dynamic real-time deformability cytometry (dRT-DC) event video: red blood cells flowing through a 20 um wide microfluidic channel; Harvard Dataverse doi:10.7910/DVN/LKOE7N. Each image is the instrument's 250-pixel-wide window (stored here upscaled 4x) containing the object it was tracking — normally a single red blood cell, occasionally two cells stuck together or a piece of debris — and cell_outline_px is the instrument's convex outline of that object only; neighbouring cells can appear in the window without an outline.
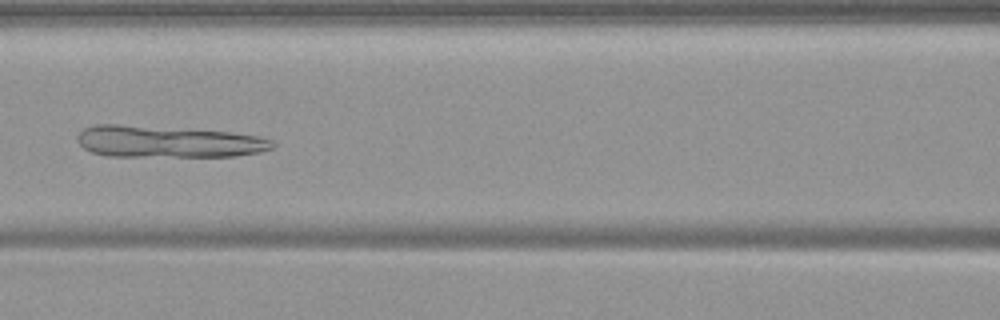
{"species": "common noctule bat (a hibernating species)", "species_latin": "Nyctalus noctula", "temperature_condition": "warm", "stored_images_in_passage": 54, "camera_frame_rate_fps": 3000, "um_per_image_px": 0.085, "animal": {"sex": "female", "body_mass_g": 19.9}, "frame": {"image": 1, "passage_image": 25, "time_ms": 8.0, "image_size_px": [1000, 320], "cell_outline_px": [[276, 144], [272, 148], [260, 152], [236, 156], [108, 156], [92, 152], [84, 148], [80, 144], [76, 136], [84, 128], [96, 124], [120, 124], [228, 132], [260, 136], [276, 140]], "centroid_in_image_um": [14.3, 12.04], "position_along_channel_um": 152.3, "area_um2": 36.07}}
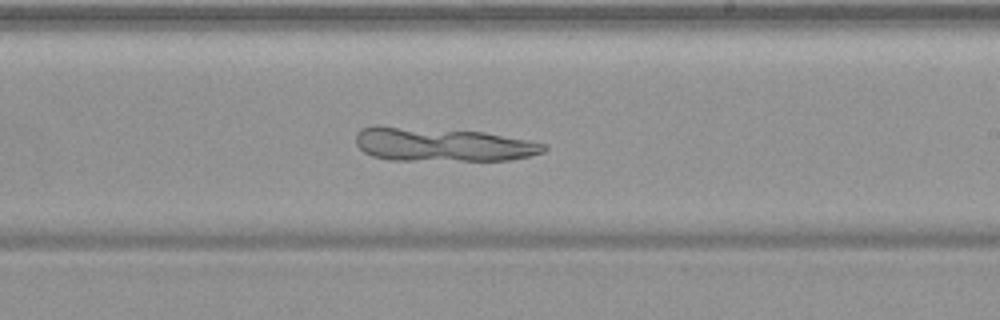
{"frame": {"image": 2, "passage_image": 33, "time_ms": 10.667, "image_size_px": [1000, 320], "cell_outline_px": [[548, 148], [544, 152], [528, 156], [508, 160], [388, 160], [372, 156], [364, 152], [356, 144], [356, 132], [360, 128], [376, 124], [380, 124], [484, 132], [528, 140], [544, 144]], "centroid_in_image_um": [37.51, 12.26], "position_along_channel_um": 251.5, "area_um2": 37.45}}
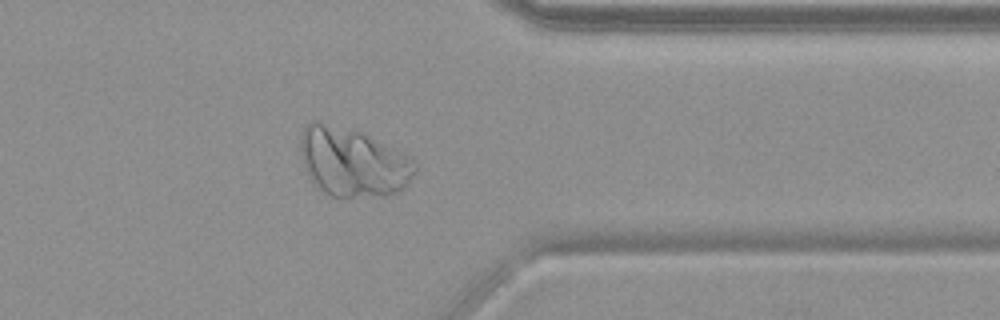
{"frame": {"image": 3, "passage_image": 44, "time_ms": 14.333, "image_size_px": [1000, 320], "cell_outline_px": [[416, 172], [408, 184], [400, 192], [388, 196], [340, 200], [316, 188], [312, 184], [304, 168], [300, 152], [300, 136], [304, 128], [312, 120], [320, 120], [364, 132], [408, 156], [416, 164]], "centroid_in_image_um": [29.96, 13.82], "position_along_channel_um": 381.4, "area_um2": 47.45}}